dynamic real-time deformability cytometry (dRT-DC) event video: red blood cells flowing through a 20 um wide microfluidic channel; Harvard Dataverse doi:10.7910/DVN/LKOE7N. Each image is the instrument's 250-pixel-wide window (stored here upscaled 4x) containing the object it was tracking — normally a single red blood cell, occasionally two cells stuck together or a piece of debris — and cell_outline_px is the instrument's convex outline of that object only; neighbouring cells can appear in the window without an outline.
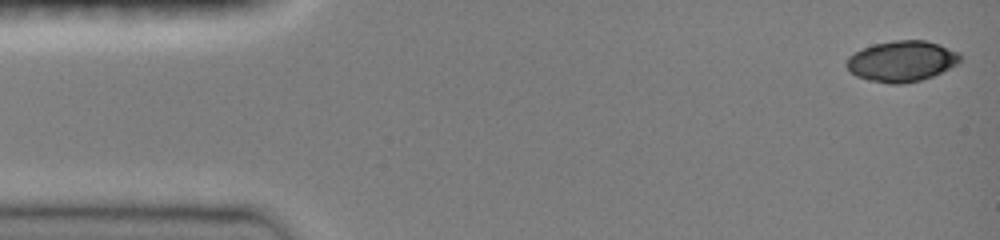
{"species": "common noctule bat (a hibernating species)", "species_latin": "Nyctalus noctula", "temperature_condition": "room temperature", "stored_images_in_passage": 47, "camera_frame_rate_fps": 3000, "um_per_image_px": 0.085, "animal": {"sex": "female", "body_mass_g": 19.0, "forearm_length_mm": 51.5}, "frame": {"image": 1, "passage_image": 1, "time_ms": 0.0, "image_size_px": [1000, 240], "cell_outline_px": [[960, 60], [956, 64], [932, 76], [920, 80], [904, 84], [888, 84], [868, 80], [856, 76], [844, 64], [848, 56], [872, 44], [896, 40], [924, 40], [940, 44], [960, 52]], "centroid_in_image_um": [76.63, 5.2], "position_along_channel_um": 8.4, "area_um2": 26.99}}
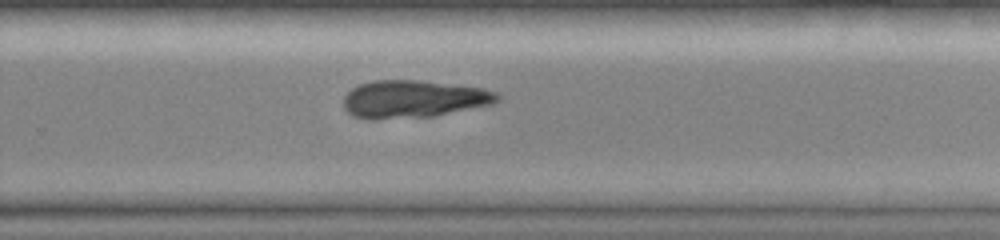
{"frame": {"image": 2, "passage_image": 31, "time_ms": 10.0, "image_size_px": [1000, 240], "cell_outline_px": [[500, 100], [492, 104], [432, 116], [376, 120], [368, 120], [352, 116], [344, 108], [344, 96], [352, 88], [360, 84], [372, 80], [416, 80], [484, 88], [496, 92], [500, 96]], "centroid_in_image_um": [35.11, 8.43], "position_along_channel_um": 294.7, "area_um2": 33.76}}
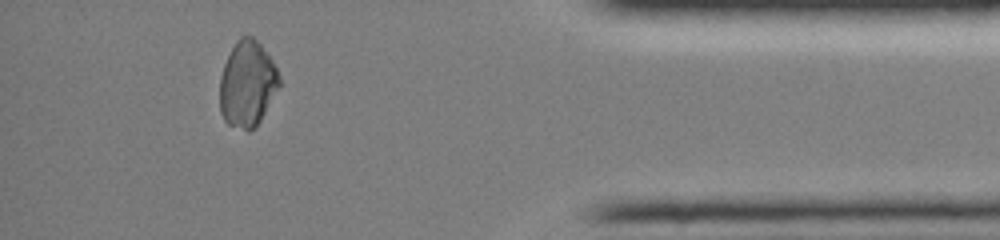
{"frame": {"image": 3, "passage_image": 42, "time_ms": 13.667, "image_size_px": [1000, 240], "cell_outline_px": [[280, 84], [260, 120], [248, 132], [228, 124], [224, 120], [220, 112], [220, 76], [224, 64], [236, 40], [240, 36], [252, 36], [260, 44], [272, 60], [280, 76]], "centroid_in_image_um": [21.0, 7.13], "position_along_channel_um": 414.2, "area_um2": 29.54}}